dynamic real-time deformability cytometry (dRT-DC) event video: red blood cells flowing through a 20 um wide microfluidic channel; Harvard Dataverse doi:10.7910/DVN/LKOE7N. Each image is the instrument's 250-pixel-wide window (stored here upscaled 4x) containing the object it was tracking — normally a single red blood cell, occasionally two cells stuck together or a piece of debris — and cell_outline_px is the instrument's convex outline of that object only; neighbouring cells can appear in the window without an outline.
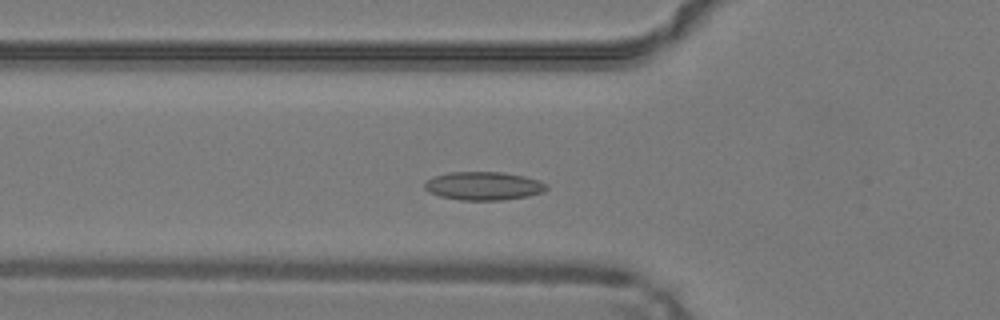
{"species": "common noctule bat (a hibernating species)", "species_latin": "Nyctalus noctula", "temperature_condition": "warm", "stored_images_in_passage": 42, "camera_frame_rate_fps": 3000, "um_per_image_px": 0.085, "animal": {"sex": "male", "body_mass_g": 19.2, "forearm_length_mm": 51.8}, "frame": {"image": 1, "passage_image": 10, "time_ms": 3.0, "image_size_px": [1000, 320], "cell_outline_px": [[548, 188], [544, 192], [528, 196], [504, 200], [460, 200], [440, 196], [428, 192], [424, 188], [424, 180], [432, 176], [448, 172], [504, 172], [524, 176], [548, 184]], "centroid_in_image_um": [41.07, 15.8], "position_along_channel_um": 84.7, "area_um2": 20.4}}
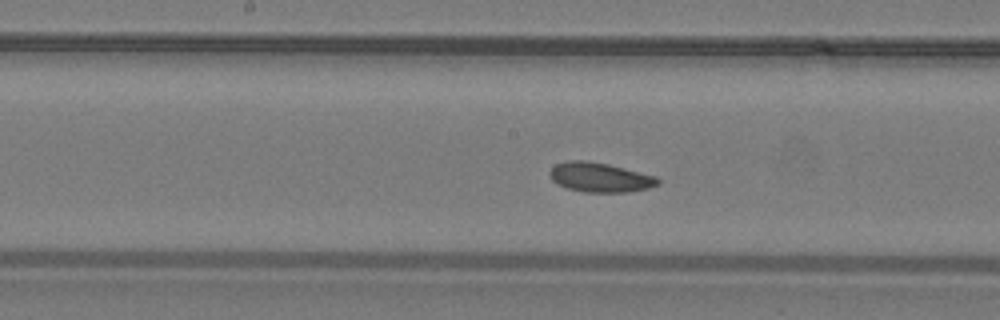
{"frame": {"image": 2, "passage_image": 18, "time_ms": 5.667, "image_size_px": [1000, 320], "cell_outline_px": [[660, 184], [648, 188], [628, 192], [584, 192], [568, 188], [556, 184], [552, 180], [548, 172], [556, 164], [568, 160], [584, 160], [608, 164], [656, 176], [660, 180]], "centroid_in_image_um": [50.99, 15.07], "position_along_channel_um": 197.2, "area_um2": 18.61}}
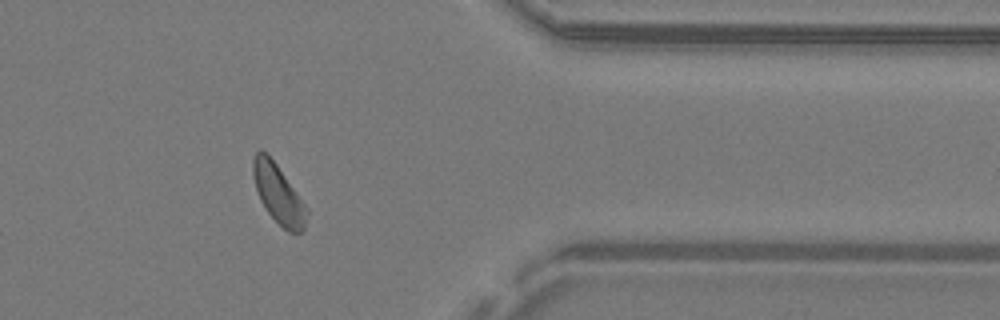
{"frame": {"image": 3, "passage_image": 33, "time_ms": 10.667, "image_size_px": [1000, 320], "cell_outline_px": [[308, 212], [304, 228], [300, 232], [288, 232], [268, 212], [260, 200], [256, 188], [252, 172], [252, 160], [256, 152], [260, 148], [268, 152], [308, 208]], "centroid_in_image_um": [23.64, 16.43], "position_along_channel_um": 387.8, "area_um2": 18.38}, "authors_computed_cell_mechanics": {"area_um2": 18.5249, "velocity_mm_per_s": 4.1797, "shape_relaxation_time_tau1_ms": 2.5205, "shape_relaxation_time_tau2_ms": 5.9571, "deformation_change_tau1": 0.0578, "deformation_change_tau2": 0.1212}}